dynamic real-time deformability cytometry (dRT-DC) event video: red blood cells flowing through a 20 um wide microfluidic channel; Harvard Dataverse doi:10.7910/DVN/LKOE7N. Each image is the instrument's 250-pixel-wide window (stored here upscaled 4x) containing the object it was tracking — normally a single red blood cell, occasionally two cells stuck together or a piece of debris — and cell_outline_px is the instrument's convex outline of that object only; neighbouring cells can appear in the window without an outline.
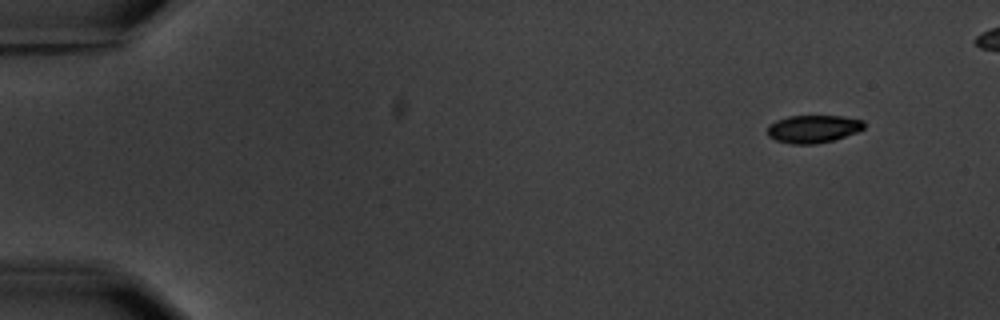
{"species": "common noctule bat (a hibernating species)", "species_latin": "Nyctalus noctula", "temperature_condition": "warm", "stored_images_in_passage": 7, "camera_frame_rate_fps": 3000, "um_per_image_px": 0.085, "animal": {"sex": "male", "body_mass_g": 20.1, "forearm_length_mm": 53.5}, "frame": {"image": 1, "passage_image": 1, "time_ms": 0.0, "image_size_px": [1000, 320], "cell_outline_px": [[864, 128], [856, 132], [832, 140], [816, 144], [792, 144], [776, 140], [768, 136], [768, 128], [776, 120], [788, 116], [844, 116], [864, 120]], "centroid_in_image_um": [69.13, 10.95], "position_along_channel_um": 15.9, "area_um2": 15.49}}
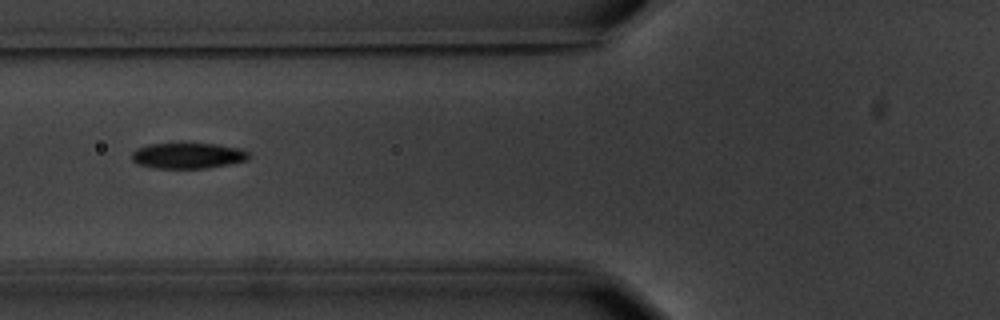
{"frame": {"image": 2, "passage_image": 6, "time_ms": 6.0, "image_size_px": [1000, 320], "cell_outline_px": [[252, 156], [248, 160], [228, 164], [204, 168], [156, 168], [140, 164], [132, 160], [132, 152], [136, 148], [148, 144], [216, 144], [240, 148], [248, 152]], "centroid_in_image_um": [15.99, 13.23], "position_along_channel_um": 109.8, "area_um2": 17.4}}